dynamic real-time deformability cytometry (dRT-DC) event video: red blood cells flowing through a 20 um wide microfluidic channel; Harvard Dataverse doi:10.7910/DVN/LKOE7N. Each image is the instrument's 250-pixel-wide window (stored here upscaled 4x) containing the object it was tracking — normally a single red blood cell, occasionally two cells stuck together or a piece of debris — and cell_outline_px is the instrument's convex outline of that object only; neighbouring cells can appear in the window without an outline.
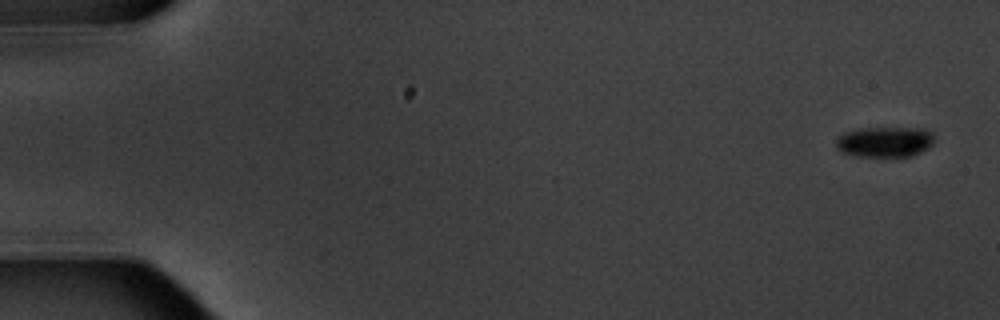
{"species": "common noctule bat (a hibernating species)", "species_latin": "Nyctalus noctula", "temperature_condition": "warm", "stored_images_in_passage": 6, "camera_frame_rate_fps": 3000, "um_per_image_px": 0.085, "animal": {"sex": "male", "body_mass_g": 20.1, "forearm_length_mm": 53.5}, "frame": {"image": 1, "passage_image": 1, "time_ms": 0.0, "image_size_px": [1000, 320], "cell_outline_px": [[932, 144], [928, 148], [912, 156], [860, 156], [840, 152], [836, 148], [836, 136], [844, 132], [860, 128], [924, 128], [932, 132]], "centroid_in_image_um": [75.17, 12.04], "position_along_channel_um": 9.8, "area_um2": 17.51}}
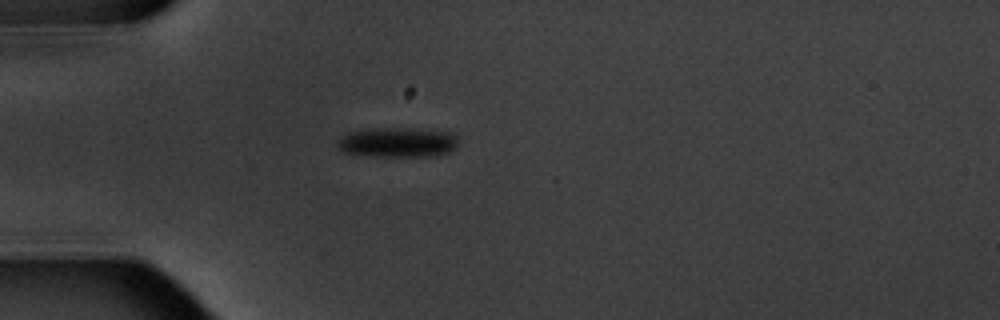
{"frame": {"image": 2, "passage_image": 5, "time_ms": 5.0, "image_size_px": [1000, 320], "cell_outline_px": [[456, 148], [448, 152], [436, 156], [376, 156], [344, 152], [336, 144], [348, 132], [372, 128], [408, 128], [452, 132], [456, 136]], "centroid_in_image_um": [33.83, 12.09], "position_along_channel_um": 51.2, "area_um2": 20.81}}